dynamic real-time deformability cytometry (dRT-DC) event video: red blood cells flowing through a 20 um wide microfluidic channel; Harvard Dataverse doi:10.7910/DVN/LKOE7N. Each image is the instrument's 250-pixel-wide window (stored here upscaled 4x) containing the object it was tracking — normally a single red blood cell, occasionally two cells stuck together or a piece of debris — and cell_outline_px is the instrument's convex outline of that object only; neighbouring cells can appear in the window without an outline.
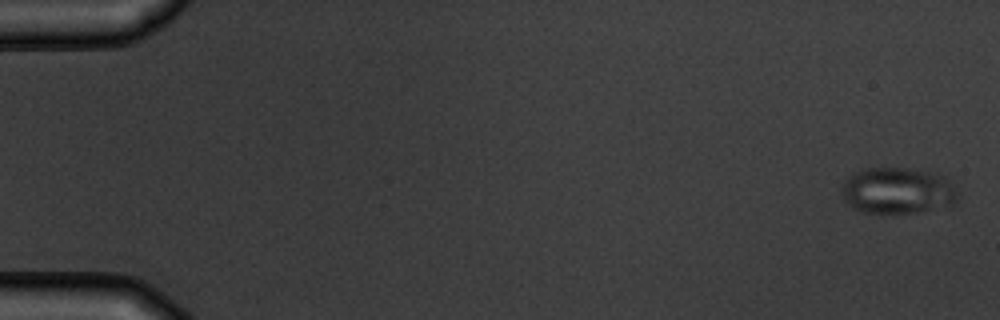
{"species": "common noctule bat (a hibernating species)", "species_latin": "Nyctalus noctula", "temperature_condition": "warm", "stored_images_in_passage": 6, "camera_frame_rate_fps": 3000, "um_per_image_px": 0.085, "animal": {"sex": "male", "body_mass_g": 19.5, "forearm_length_mm": 54.6}, "frame": {"image": 1, "passage_image": 6, "time_ms": 6.667, "image_size_px": [1000, 320], "cell_outline_px": [[960, 192], [956, 200], [952, 204], [912, 212], [860, 212], [848, 204], [844, 200], [840, 192], [840, 188], [844, 180], [848, 176], [864, 168], [908, 168], [936, 172], [944, 176]], "centroid_in_image_um": [76.26, 16.17], "position_along_channel_um": 8.7, "area_um2": 31.33}}